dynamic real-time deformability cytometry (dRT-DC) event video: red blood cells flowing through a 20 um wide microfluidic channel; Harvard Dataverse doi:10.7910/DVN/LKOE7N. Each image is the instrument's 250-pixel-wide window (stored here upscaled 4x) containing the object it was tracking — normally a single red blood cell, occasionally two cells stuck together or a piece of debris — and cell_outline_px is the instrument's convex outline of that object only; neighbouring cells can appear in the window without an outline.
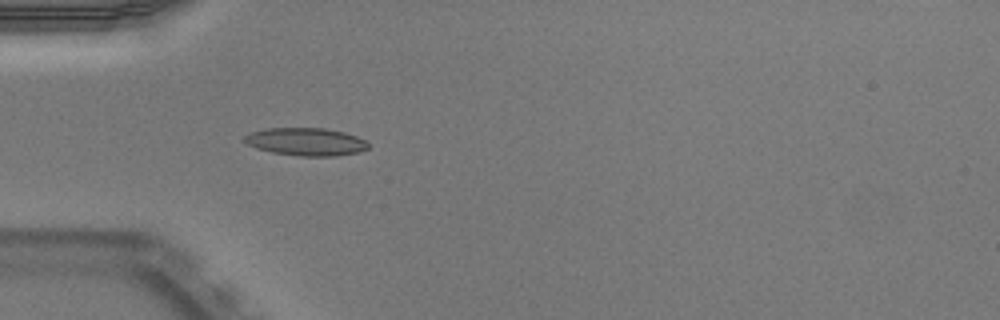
{"species": "Egyptian fruit bat (a non-hibernating species)", "species_latin": "Rousettus aegyptiacus", "temperature_condition": "warm", "stored_images_in_passage": 26, "camera_frame_rate_fps": 3000, "um_per_image_px": 0.085, "animal": {"sex": "male"}, "frame": {"image": 1, "passage_image": 5, "time_ms": 1.333, "image_size_px": [1000, 320], "cell_outline_px": [[368, 148], [360, 152], [332, 156], [300, 156], [272, 152], [256, 148], [248, 144], [244, 140], [244, 136], [252, 132], [264, 128], [324, 128], [344, 132], [356, 136], [364, 140], [368, 144]], "centroid_in_image_um": [26.0, 12.04], "position_along_channel_um": 59.0, "area_um2": 19.94}}